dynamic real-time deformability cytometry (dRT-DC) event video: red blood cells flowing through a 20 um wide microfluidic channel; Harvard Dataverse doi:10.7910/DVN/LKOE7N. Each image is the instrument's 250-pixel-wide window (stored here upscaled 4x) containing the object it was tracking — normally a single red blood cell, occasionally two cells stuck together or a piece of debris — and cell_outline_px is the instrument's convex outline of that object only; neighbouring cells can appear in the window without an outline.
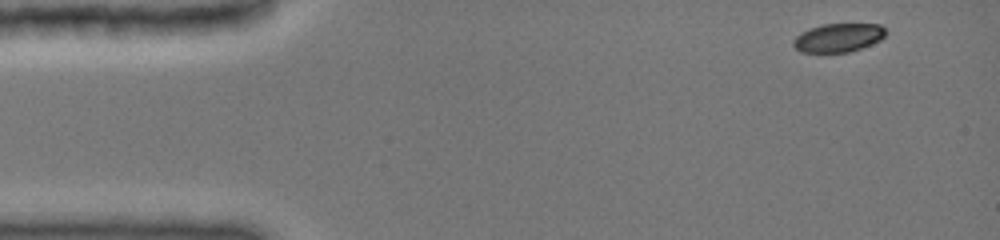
{"species": "common noctule bat (a hibernating species)", "species_latin": "Nyctalus noctula", "temperature_condition": "cold", "stored_images_in_passage": 8, "camera_frame_rate_fps": 3000, "um_per_image_px": 0.085, "animal": {"sex": "female", "body_mass_g": 19.0, "forearm_length_mm": 51.5}, "frame": {"image": 1, "passage_image": 1, "time_ms": 0.0, "image_size_px": [1000, 240], "cell_outline_px": [[884, 36], [880, 40], [860, 48], [848, 52], [804, 52], [796, 48], [792, 44], [796, 36], [812, 28], [824, 24], [880, 24], [884, 28]], "centroid_in_image_um": [71.27, 3.2], "position_along_channel_um": 13.7, "area_um2": 14.97}}
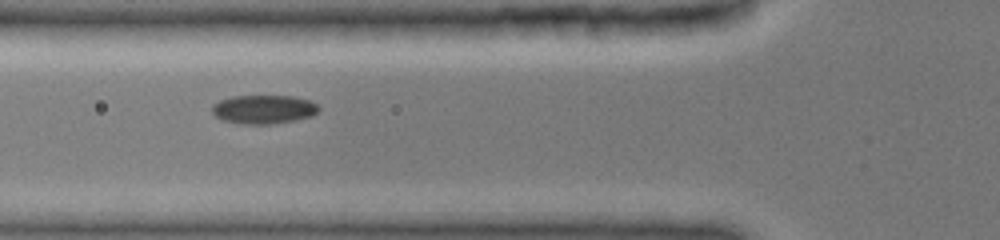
{"frame": {"image": 2, "passage_image": 5, "time_ms": 4.667, "image_size_px": [1000, 240], "cell_outline_px": [[320, 108], [316, 112], [308, 116], [292, 120], [268, 124], [252, 124], [224, 120], [216, 116], [212, 112], [212, 104], [220, 100], [232, 96], [292, 96], [308, 100], [316, 104]], "centroid_in_image_um": [22.37, 9.27], "position_along_channel_um": 103.4, "area_um2": 17.4}}
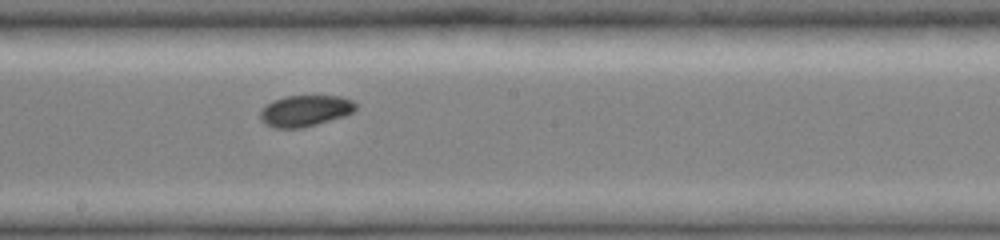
{"frame": {"image": 3, "passage_image": 8, "time_ms": 7.667, "image_size_px": [1000, 240], "cell_outline_px": [[356, 108], [352, 112], [344, 116], [316, 124], [300, 128], [276, 128], [268, 124], [260, 116], [260, 112], [272, 100], [284, 96], [340, 96], [352, 100], [356, 104]], "centroid_in_image_um": [25.96, 9.4], "position_along_channel_um": 222.2, "area_um2": 17.05}}